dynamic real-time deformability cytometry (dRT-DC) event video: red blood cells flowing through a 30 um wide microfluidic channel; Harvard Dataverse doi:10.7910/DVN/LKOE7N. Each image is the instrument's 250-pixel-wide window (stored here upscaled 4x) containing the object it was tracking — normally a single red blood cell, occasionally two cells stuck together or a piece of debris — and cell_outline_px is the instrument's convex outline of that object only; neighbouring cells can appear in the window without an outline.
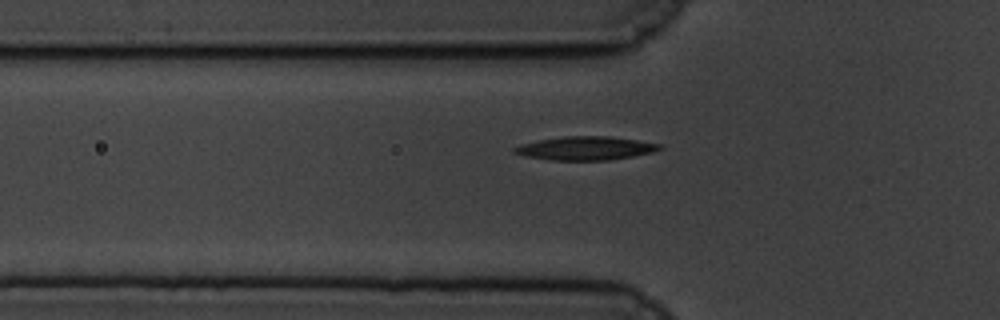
{"species": "common noctule bat (a hibernating species)", "species_latin": "Nyctalus noctula", "temperature_condition": "cold", "stored_images_in_passage": 44, "camera_frame_rate_fps": 3000, "um_per_image_px": 0.085, "animal": {"sex": "male", "body_mass_g": 19.5, "forearm_length_mm": 54.6}, "frame": {"image": 1, "passage_image": 5, "time_ms": 1.333, "image_size_px": [1000, 320], "cell_outline_px": [[664, 148], [652, 152], [632, 156], [608, 160], [552, 160], [524, 156], [512, 152], [512, 148], [520, 144], [540, 140], [564, 136], [608, 136], [664, 144]], "centroid_in_image_um": [49.77, 12.6], "position_along_channel_um": 76.0, "area_um2": 19.94}}
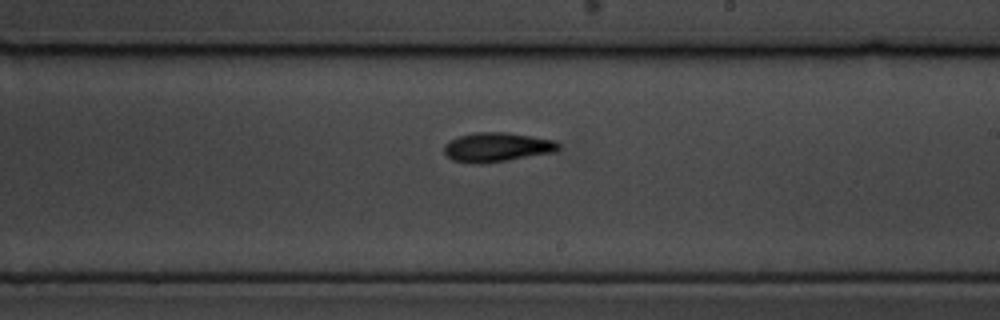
{"frame": {"image": 2, "passage_image": 20, "time_ms": 6.333, "image_size_px": [1000, 320], "cell_outline_px": [[560, 148], [556, 152], [508, 160], [480, 164], [476, 164], [452, 160], [444, 152], [444, 144], [448, 140], [456, 136], [472, 132], [508, 132], [556, 140], [560, 144]], "centroid_in_image_um": [42.24, 12.5], "position_along_channel_um": 246.8, "area_um2": 19.88}}
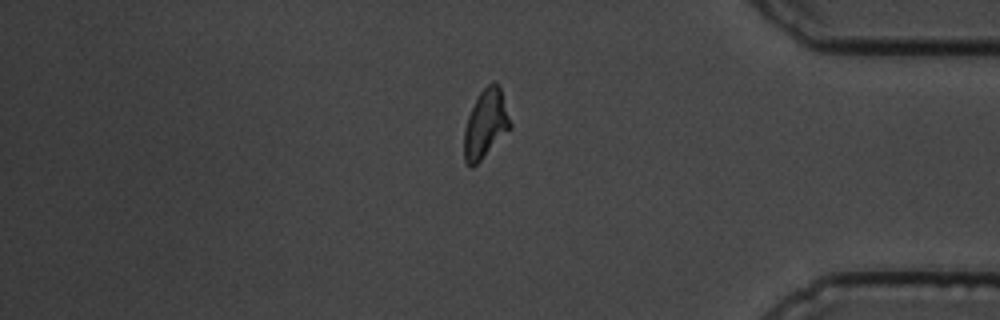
{"frame": {"image": 3, "passage_image": 35, "time_ms": 11.333, "image_size_px": [1000, 320], "cell_outline_px": [[512, 128], [472, 168], [464, 160], [464, 132], [468, 116], [480, 92], [492, 80], [496, 80], [500, 88], [512, 124]], "centroid_in_image_um": [41.29, 10.52], "position_along_channel_um": 393.9, "area_um2": 18.26}}